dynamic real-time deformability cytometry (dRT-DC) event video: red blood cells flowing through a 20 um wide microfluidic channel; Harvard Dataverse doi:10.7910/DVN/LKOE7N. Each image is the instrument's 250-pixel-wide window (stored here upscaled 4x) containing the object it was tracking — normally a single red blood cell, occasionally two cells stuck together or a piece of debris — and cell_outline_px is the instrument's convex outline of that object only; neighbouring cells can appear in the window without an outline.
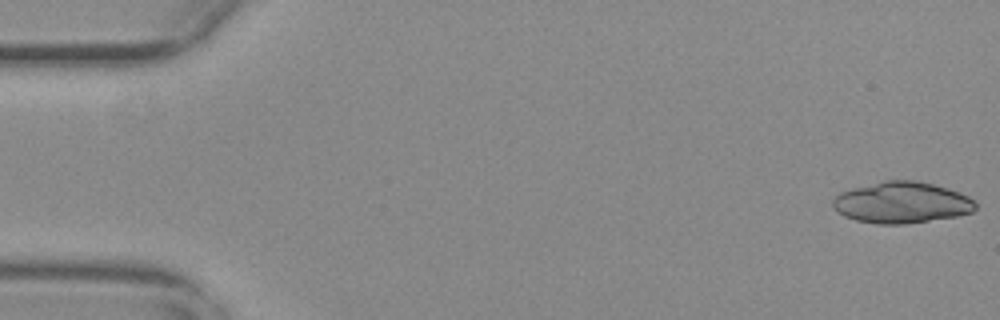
{"species": "common noctule bat (a hibernating species)", "species_latin": "Nyctalus noctula", "temperature_condition": "warm", "stored_images_in_passage": 15, "camera_frame_rate_fps": 3000, "um_per_image_px": 0.085, "animal": {"sex": "female", "body_mass_g": 29.2, "forearm_length_mm": 56.3}, "frame": {"image": 1, "passage_image": 1, "time_ms": 0.0, "image_size_px": [1000, 320], "cell_outline_px": [[976, 208], [972, 212], [956, 216], [904, 224], [876, 224], [856, 220], [844, 216], [836, 212], [832, 204], [832, 200], [840, 192], [852, 188], [888, 180], [916, 180], [948, 188], [968, 196], [976, 204]], "centroid_in_image_um": [76.62, 17.22], "position_along_channel_um": 8.4, "area_um2": 34.22}}